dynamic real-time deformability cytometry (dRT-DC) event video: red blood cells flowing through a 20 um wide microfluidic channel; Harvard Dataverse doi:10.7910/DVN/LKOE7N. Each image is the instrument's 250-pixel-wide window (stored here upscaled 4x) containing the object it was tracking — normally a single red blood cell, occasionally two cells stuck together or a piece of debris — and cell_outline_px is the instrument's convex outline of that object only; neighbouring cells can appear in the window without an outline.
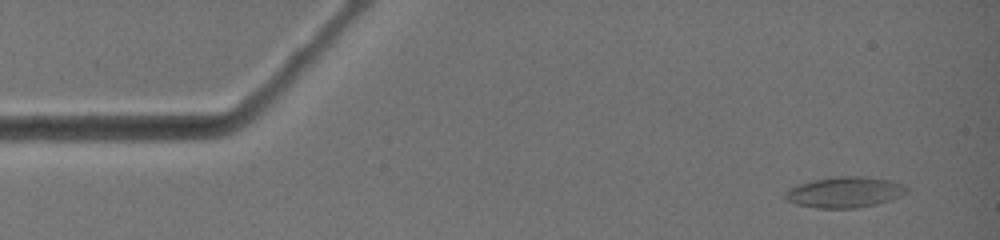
{"species": "common noctule bat (a hibernating species)", "species_latin": "Nyctalus noctula", "temperature_condition": "warm", "stored_images_in_passage": 5, "camera_frame_rate_fps": 3000, "um_per_image_px": 0.085, "animal": {"sex": "female", "body_mass_g": 19.0, "forearm_length_mm": 51.5}, "frame": {"image": 1, "passage_image": 2, "time_ms": 0.333, "image_size_px": [1000, 240], "cell_outline_px": [[908, 192], [892, 200], [876, 204], [856, 208], [816, 208], [796, 204], [784, 200], [784, 192], [788, 188], [812, 180], [836, 176], [860, 176], [892, 180], [904, 184], [908, 188]], "centroid_in_image_um": [71.8, 16.33], "position_along_channel_um": 13.2, "area_um2": 22.08}}